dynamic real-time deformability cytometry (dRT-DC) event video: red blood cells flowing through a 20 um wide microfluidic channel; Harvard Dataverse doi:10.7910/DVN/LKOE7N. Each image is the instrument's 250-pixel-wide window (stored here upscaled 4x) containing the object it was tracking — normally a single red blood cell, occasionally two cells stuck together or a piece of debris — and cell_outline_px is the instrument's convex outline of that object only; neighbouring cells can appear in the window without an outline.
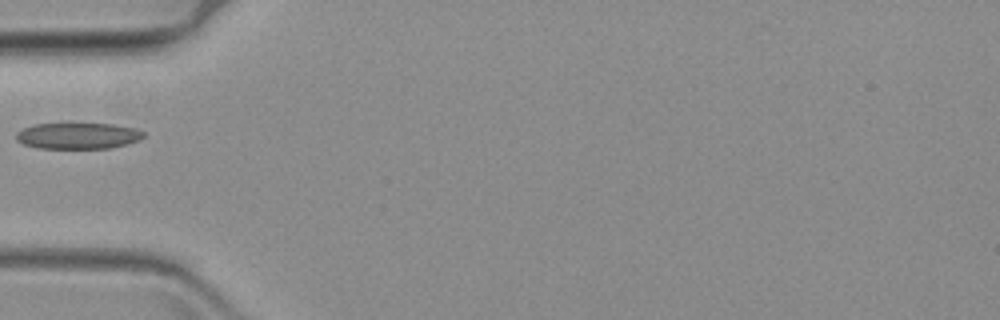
{"species": "common noctule bat (a hibernating species)", "species_latin": "Nyctalus noctula", "temperature_condition": "warm", "stored_images_in_passage": 43, "camera_frame_rate_fps": 3000, "um_per_image_px": 0.085, "animal": {"sex": "female", "body_mass_g": 19.3, "forearm_length_mm": 54.1}, "frame": {"image": 1, "passage_image": 1, "time_ms": 0.0, "image_size_px": [1000, 320], "cell_outline_px": [[144, 136], [140, 140], [108, 148], [40, 148], [24, 144], [16, 140], [16, 132], [24, 128], [36, 124], [112, 124], [136, 128], [144, 132]], "centroid_in_image_um": [6.63, 11.54], "position_along_channel_um": 78.4, "area_um2": 19.19}}
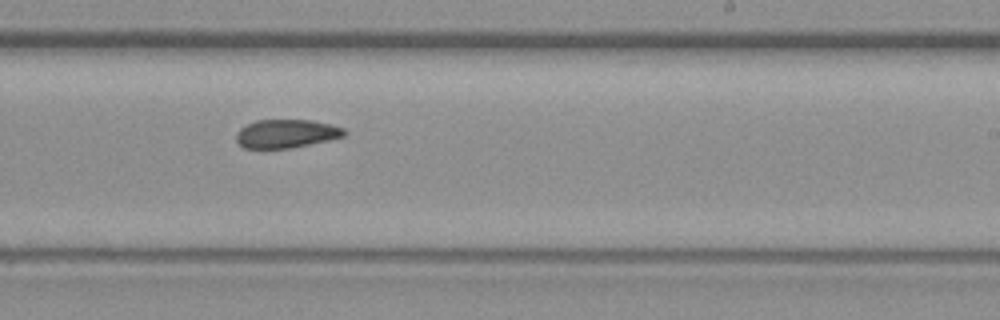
{"frame": {"image": 2, "passage_image": 18, "time_ms": 5.667, "image_size_px": [1000, 320], "cell_outline_px": [[348, 132], [344, 136], [292, 148], [244, 148], [236, 140], [236, 136], [240, 128], [244, 124], [256, 120], [312, 120], [344, 128]], "centroid_in_image_um": [24.31, 11.35], "position_along_channel_um": 264.7, "area_um2": 17.86}}
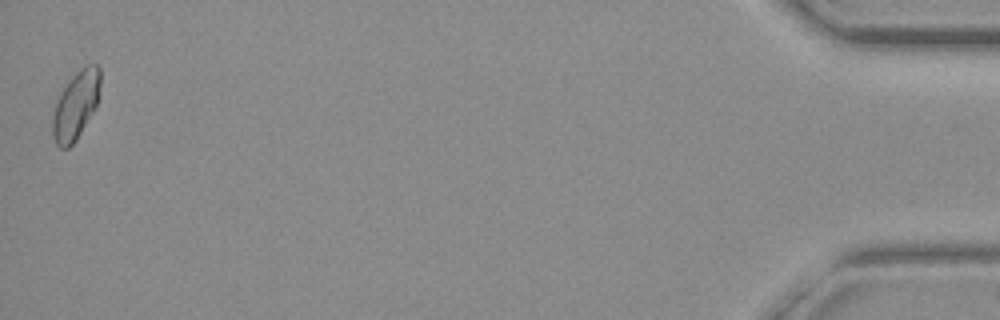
{"frame": {"image": 3, "passage_image": 42, "time_ms": 13.667, "image_size_px": [1000, 320], "cell_outline_px": [[100, 84], [96, 108], [76, 140], [68, 148], [60, 148], [56, 144], [52, 136], [52, 116], [56, 100], [60, 92], [72, 76], [80, 68], [88, 64], [96, 64], [100, 68]], "centroid_in_image_um": [6.43, 8.95], "position_along_channel_um": 428.8, "area_um2": 19.07}}